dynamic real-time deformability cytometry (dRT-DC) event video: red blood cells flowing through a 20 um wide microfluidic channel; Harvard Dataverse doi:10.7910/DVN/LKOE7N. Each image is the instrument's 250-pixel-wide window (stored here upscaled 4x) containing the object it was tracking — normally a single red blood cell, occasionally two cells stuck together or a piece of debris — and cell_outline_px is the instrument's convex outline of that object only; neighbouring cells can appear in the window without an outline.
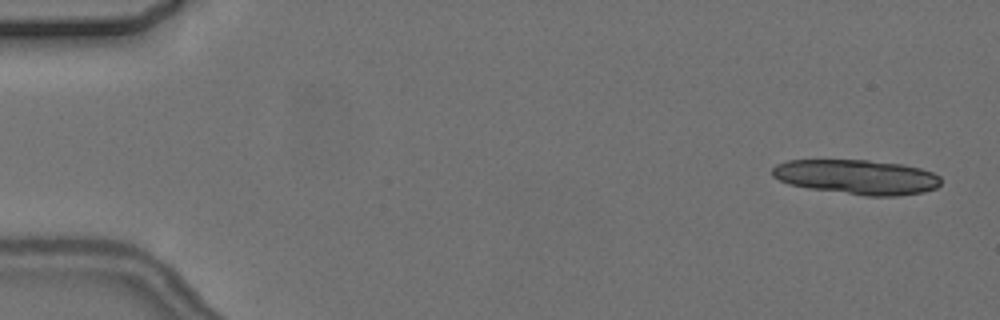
{"species": "common noctule bat (a hibernating species)", "species_latin": "Nyctalus noctula", "temperature_condition": "cold", "stored_images_in_passage": 5, "camera_frame_rate_fps": 3000, "um_per_image_px": 0.085, "animal": {"sex": "female", "body_mass_g": 24.6, "forearm_length_mm": 56.2}, "frame": {"image": 1, "passage_image": 1, "time_ms": 0.0, "image_size_px": [1000, 320], "cell_outline_px": [[940, 184], [936, 188], [924, 192], [896, 196], [868, 196], [808, 188], [788, 184], [772, 176], [772, 168], [776, 164], [788, 160], [868, 160], [904, 164], [920, 168], [932, 172], [940, 176]], "centroid_in_image_um": [72.84, 15.04], "position_along_channel_um": 12.2, "area_um2": 34.22}}